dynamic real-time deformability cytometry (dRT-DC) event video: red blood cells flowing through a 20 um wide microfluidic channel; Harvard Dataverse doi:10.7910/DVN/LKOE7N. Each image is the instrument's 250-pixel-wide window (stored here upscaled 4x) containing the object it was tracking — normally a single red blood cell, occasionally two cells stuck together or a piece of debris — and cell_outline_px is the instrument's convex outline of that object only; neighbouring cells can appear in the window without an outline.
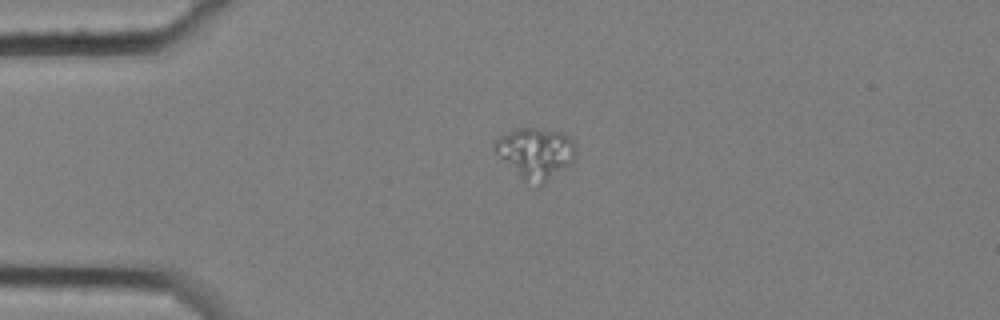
{"species": "common noctule bat (a hibernating species)", "species_latin": "Nyctalus noctula", "temperature_condition": "cold", "stored_images_in_passage": 3, "camera_frame_rate_fps": 3000, "um_per_image_px": 0.085, "animal": {"sex": "female", "body_mass_g": 25.1}, "frame": {"image": 1, "passage_image": 1, "time_ms": 0.0, "image_size_px": [1000, 320], "cell_outline_px": [[576, 152], [572, 160], [568, 164], [540, 188], [524, 180], [496, 152], [496, 140], [500, 136], [516, 128], [536, 128], [564, 132], [576, 144]], "centroid_in_image_um": [45.57, 13.01], "position_along_channel_um": 39.4, "area_um2": 23.64}}